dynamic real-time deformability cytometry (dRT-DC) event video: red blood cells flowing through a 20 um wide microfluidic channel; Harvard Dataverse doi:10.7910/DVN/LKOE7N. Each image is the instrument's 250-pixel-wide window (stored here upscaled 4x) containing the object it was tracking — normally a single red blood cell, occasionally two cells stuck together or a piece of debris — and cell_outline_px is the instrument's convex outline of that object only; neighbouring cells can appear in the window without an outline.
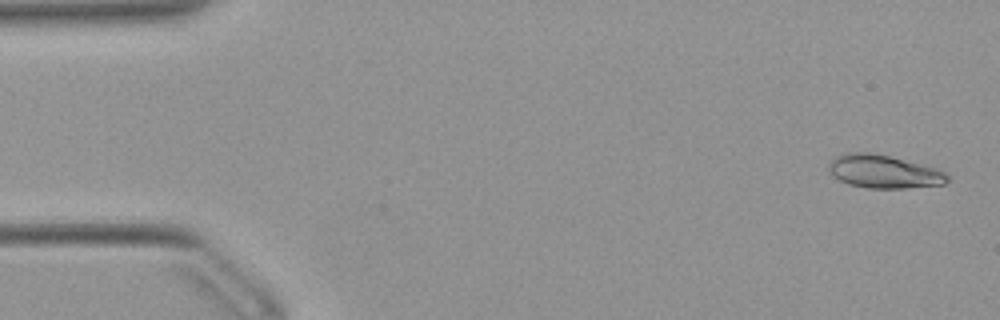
{"species": "Egyptian fruit bat (a non-hibernating species)", "species_latin": "Rousettus aegyptiacus", "temperature_condition": "warm", "stored_images_in_passage": 51, "camera_frame_rate_fps": 3000, "um_per_image_px": 0.085, "animal": {"sex": "female"}, "frame": {"image": 1, "passage_image": 2, "time_ms": 0.333, "image_size_px": [1000, 320], "cell_outline_px": [[948, 180], [944, 184], [904, 188], [868, 188], [848, 184], [832, 176], [828, 168], [828, 164], [836, 156], [848, 152], [868, 152], [888, 156], [936, 168], [944, 172], [948, 176]], "centroid_in_image_um": [75.08, 14.59], "position_along_channel_um": 9.9, "area_um2": 22.72}}
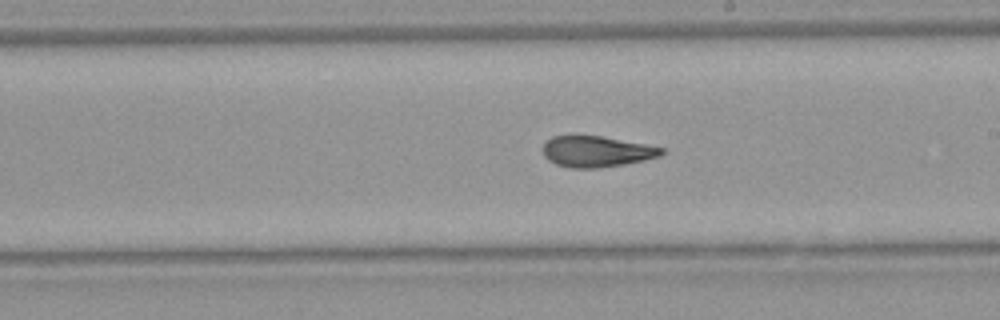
{"frame": {"image": 2, "passage_image": 29, "time_ms": 9.333, "image_size_px": [1000, 320], "cell_outline_px": [[664, 152], [660, 156], [644, 160], [624, 164], [596, 168], [572, 168], [556, 164], [548, 160], [544, 156], [544, 140], [552, 136], [572, 132], [600, 136], [644, 144], [664, 148]], "centroid_in_image_um": [50.62, 12.83], "position_along_channel_um": 238.4, "area_um2": 21.91}}
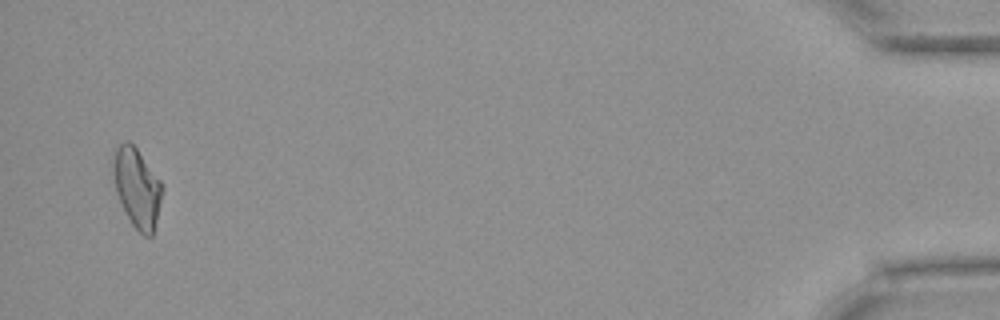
{"frame": {"image": 3, "passage_image": 50, "time_ms": 16.333, "image_size_px": [1000, 320], "cell_outline_px": [[164, 188], [152, 236], [144, 236], [132, 224], [124, 212], [116, 192], [112, 176], [112, 148], [116, 144], [124, 140], [128, 140], [136, 148], [160, 180]], "centroid_in_image_um": [11.59, 15.89], "position_along_channel_um": 423.6, "area_um2": 23.0}, "authors_computed_cell_mechanics": {"area_um2": 22.0796, "velocity_mm_per_s": 3.9277, "shape_relaxation_time_tau1_ms": 7.5576, "shape_relaxation_time_tau2_ms": 2.2853, "deformation_change_tau1": 0.2113, "deformation_change_tau2": 0.0847}}